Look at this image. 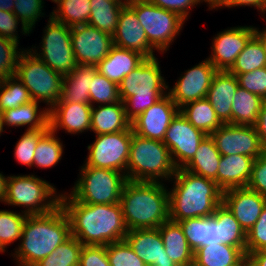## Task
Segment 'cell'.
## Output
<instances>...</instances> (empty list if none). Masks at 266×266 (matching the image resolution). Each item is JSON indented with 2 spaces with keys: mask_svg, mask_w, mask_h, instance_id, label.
<instances>
[{
  "mask_svg": "<svg viewBox=\"0 0 266 266\" xmlns=\"http://www.w3.org/2000/svg\"><path fill=\"white\" fill-rule=\"evenodd\" d=\"M60 205L69 219L71 235L83 245L106 246L124 240L128 233L120 203L85 204L61 194Z\"/></svg>",
  "mask_w": 266,
  "mask_h": 266,
  "instance_id": "6da1fadb",
  "label": "cell"
},
{
  "mask_svg": "<svg viewBox=\"0 0 266 266\" xmlns=\"http://www.w3.org/2000/svg\"><path fill=\"white\" fill-rule=\"evenodd\" d=\"M71 236L70 222L64 209L27 215L20 246L14 251L18 266H35Z\"/></svg>",
  "mask_w": 266,
  "mask_h": 266,
  "instance_id": "7a4b0ae2",
  "label": "cell"
},
{
  "mask_svg": "<svg viewBox=\"0 0 266 266\" xmlns=\"http://www.w3.org/2000/svg\"><path fill=\"white\" fill-rule=\"evenodd\" d=\"M169 191V220L178 222L194 217H209L222 203L223 191L214 180L198 176L183 168L176 170Z\"/></svg>",
  "mask_w": 266,
  "mask_h": 266,
  "instance_id": "3957f363",
  "label": "cell"
},
{
  "mask_svg": "<svg viewBox=\"0 0 266 266\" xmlns=\"http://www.w3.org/2000/svg\"><path fill=\"white\" fill-rule=\"evenodd\" d=\"M120 204L128 231L159 228L169 220V191L161 181L128 180Z\"/></svg>",
  "mask_w": 266,
  "mask_h": 266,
  "instance_id": "277c9868",
  "label": "cell"
},
{
  "mask_svg": "<svg viewBox=\"0 0 266 266\" xmlns=\"http://www.w3.org/2000/svg\"><path fill=\"white\" fill-rule=\"evenodd\" d=\"M159 66L156 57L145 59L118 85L120 100L131 122L166 95L169 86L161 76Z\"/></svg>",
  "mask_w": 266,
  "mask_h": 266,
  "instance_id": "5b68a950",
  "label": "cell"
},
{
  "mask_svg": "<svg viewBox=\"0 0 266 266\" xmlns=\"http://www.w3.org/2000/svg\"><path fill=\"white\" fill-rule=\"evenodd\" d=\"M168 147L163 141L132 134L126 177L130 181L159 182L176 173Z\"/></svg>",
  "mask_w": 266,
  "mask_h": 266,
  "instance_id": "8992f818",
  "label": "cell"
},
{
  "mask_svg": "<svg viewBox=\"0 0 266 266\" xmlns=\"http://www.w3.org/2000/svg\"><path fill=\"white\" fill-rule=\"evenodd\" d=\"M60 198L61 195L57 196L56 189L45 180L35 175H14L7 177L3 202L26 207L24 213L27 215H41L60 206Z\"/></svg>",
  "mask_w": 266,
  "mask_h": 266,
  "instance_id": "52a82bcc",
  "label": "cell"
},
{
  "mask_svg": "<svg viewBox=\"0 0 266 266\" xmlns=\"http://www.w3.org/2000/svg\"><path fill=\"white\" fill-rule=\"evenodd\" d=\"M15 76L28 90L31 99L47 103L50 106L48 110L61 99L63 76L38 59L31 50L23 49Z\"/></svg>",
  "mask_w": 266,
  "mask_h": 266,
  "instance_id": "ba28073f",
  "label": "cell"
},
{
  "mask_svg": "<svg viewBox=\"0 0 266 266\" xmlns=\"http://www.w3.org/2000/svg\"><path fill=\"white\" fill-rule=\"evenodd\" d=\"M127 181L125 173L83 165L80 177L71 189L73 191L70 195L85 204L120 203Z\"/></svg>",
  "mask_w": 266,
  "mask_h": 266,
  "instance_id": "9c48e42d",
  "label": "cell"
},
{
  "mask_svg": "<svg viewBox=\"0 0 266 266\" xmlns=\"http://www.w3.org/2000/svg\"><path fill=\"white\" fill-rule=\"evenodd\" d=\"M145 30L148 43L157 51H167L185 22L178 14L155 6L147 0H127Z\"/></svg>",
  "mask_w": 266,
  "mask_h": 266,
  "instance_id": "30bf717a",
  "label": "cell"
},
{
  "mask_svg": "<svg viewBox=\"0 0 266 266\" xmlns=\"http://www.w3.org/2000/svg\"><path fill=\"white\" fill-rule=\"evenodd\" d=\"M42 37V47L29 49L33 54L61 76L69 75L78 65L75 60L71 41V27L49 17ZM37 52V53H36Z\"/></svg>",
  "mask_w": 266,
  "mask_h": 266,
  "instance_id": "8fae6325",
  "label": "cell"
},
{
  "mask_svg": "<svg viewBox=\"0 0 266 266\" xmlns=\"http://www.w3.org/2000/svg\"><path fill=\"white\" fill-rule=\"evenodd\" d=\"M133 133L131 126L125 131L96 135L95 141L87 147L89 155L84 165L126 174Z\"/></svg>",
  "mask_w": 266,
  "mask_h": 266,
  "instance_id": "7c38bea8",
  "label": "cell"
},
{
  "mask_svg": "<svg viewBox=\"0 0 266 266\" xmlns=\"http://www.w3.org/2000/svg\"><path fill=\"white\" fill-rule=\"evenodd\" d=\"M207 136L195 128L180 112L171 121L163 139L177 169L183 168L195 155L198 146Z\"/></svg>",
  "mask_w": 266,
  "mask_h": 266,
  "instance_id": "4fadbf2b",
  "label": "cell"
},
{
  "mask_svg": "<svg viewBox=\"0 0 266 266\" xmlns=\"http://www.w3.org/2000/svg\"><path fill=\"white\" fill-rule=\"evenodd\" d=\"M71 41L78 65L97 66L114 46L110 34L88 24L71 27Z\"/></svg>",
  "mask_w": 266,
  "mask_h": 266,
  "instance_id": "5bb4252c",
  "label": "cell"
},
{
  "mask_svg": "<svg viewBox=\"0 0 266 266\" xmlns=\"http://www.w3.org/2000/svg\"><path fill=\"white\" fill-rule=\"evenodd\" d=\"M221 155H245L256 159L265 150L255 126L223 124L210 134Z\"/></svg>",
  "mask_w": 266,
  "mask_h": 266,
  "instance_id": "9a60e30c",
  "label": "cell"
},
{
  "mask_svg": "<svg viewBox=\"0 0 266 266\" xmlns=\"http://www.w3.org/2000/svg\"><path fill=\"white\" fill-rule=\"evenodd\" d=\"M217 71L206 59L186 70L167 94L179 109L189 102L205 98Z\"/></svg>",
  "mask_w": 266,
  "mask_h": 266,
  "instance_id": "2e32d148",
  "label": "cell"
},
{
  "mask_svg": "<svg viewBox=\"0 0 266 266\" xmlns=\"http://www.w3.org/2000/svg\"><path fill=\"white\" fill-rule=\"evenodd\" d=\"M254 35L255 27L252 26H238L219 32L212 42L211 57L207 59L218 71H229Z\"/></svg>",
  "mask_w": 266,
  "mask_h": 266,
  "instance_id": "e0dca14e",
  "label": "cell"
},
{
  "mask_svg": "<svg viewBox=\"0 0 266 266\" xmlns=\"http://www.w3.org/2000/svg\"><path fill=\"white\" fill-rule=\"evenodd\" d=\"M179 112L180 109L166 94L131 122L133 132L145 138L163 141L171 121Z\"/></svg>",
  "mask_w": 266,
  "mask_h": 266,
  "instance_id": "ac0fdd59",
  "label": "cell"
},
{
  "mask_svg": "<svg viewBox=\"0 0 266 266\" xmlns=\"http://www.w3.org/2000/svg\"><path fill=\"white\" fill-rule=\"evenodd\" d=\"M112 38L116 47L137 52L146 59L155 57V49L148 43L145 30L140 25L135 11L127 3L121 9Z\"/></svg>",
  "mask_w": 266,
  "mask_h": 266,
  "instance_id": "d6986e66",
  "label": "cell"
},
{
  "mask_svg": "<svg viewBox=\"0 0 266 266\" xmlns=\"http://www.w3.org/2000/svg\"><path fill=\"white\" fill-rule=\"evenodd\" d=\"M222 203L248 233L260 217L266 205V197L248 187L232 188L223 191Z\"/></svg>",
  "mask_w": 266,
  "mask_h": 266,
  "instance_id": "ffe728a7",
  "label": "cell"
},
{
  "mask_svg": "<svg viewBox=\"0 0 266 266\" xmlns=\"http://www.w3.org/2000/svg\"><path fill=\"white\" fill-rule=\"evenodd\" d=\"M124 240L146 266H178L167 255L158 228L130 230Z\"/></svg>",
  "mask_w": 266,
  "mask_h": 266,
  "instance_id": "44dd1931",
  "label": "cell"
},
{
  "mask_svg": "<svg viewBox=\"0 0 266 266\" xmlns=\"http://www.w3.org/2000/svg\"><path fill=\"white\" fill-rule=\"evenodd\" d=\"M92 105L85 103L57 102L49 110V126L53 132L64 129L70 134L91 129Z\"/></svg>",
  "mask_w": 266,
  "mask_h": 266,
  "instance_id": "7402d4cb",
  "label": "cell"
},
{
  "mask_svg": "<svg viewBox=\"0 0 266 266\" xmlns=\"http://www.w3.org/2000/svg\"><path fill=\"white\" fill-rule=\"evenodd\" d=\"M238 80L229 71H217L206 98L223 124H232V103L238 89Z\"/></svg>",
  "mask_w": 266,
  "mask_h": 266,
  "instance_id": "603a6c76",
  "label": "cell"
},
{
  "mask_svg": "<svg viewBox=\"0 0 266 266\" xmlns=\"http://www.w3.org/2000/svg\"><path fill=\"white\" fill-rule=\"evenodd\" d=\"M254 158L245 155H222L217 171V185L222 191L247 187Z\"/></svg>",
  "mask_w": 266,
  "mask_h": 266,
  "instance_id": "cb8c5ba5",
  "label": "cell"
},
{
  "mask_svg": "<svg viewBox=\"0 0 266 266\" xmlns=\"http://www.w3.org/2000/svg\"><path fill=\"white\" fill-rule=\"evenodd\" d=\"M146 58L134 51L113 46L97 71L119 85L122 79L143 63Z\"/></svg>",
  "mask_w": 266,
  "mask_h": 266,
  "instance_id": "d4e9b609",
  "label": "cell"
},
{
  "mask_svg": "<svg viewBox=\"0 0 266 266\" xmlns=\"http://www.w3.org/2000/svg\"><path fill=\"white\" fill-rule=\"evenodd\" d=\"M93 105L91 112V131L98 134H111L125 131L131 127L122 101L113 104Z\"/></svg>",
  "mask_w": 266,
  "mask_h": 266,
  "instance_id": "484cf974",
  "label": "cell"
},
{
  "mask_svg": "<svg viewBox=\"0 0 266 266\" xmlns=\"http://www.w3.org/2000/svg\"><path fill=\"white\" fill-rule=\"evenodd\" d=\"M96 66L77 65L69 75L63 76L62 94L58 102L90 104L89 90Z\"/></svg>",
  "mask_w": 266,
  "mask_h": 266,
  "instance_id": "4316f807",
  "label": "cell"
},
{
  "mask_svg": "<svg viewBox=\"0 0 266 266\" xmlns=\"http://www.w3.org/2000/svg\"><path fill=\"white\" fill-rule=\"evenodd\" d=\"M194 261L199 266H246L247 256L239 247L213 243L194 251Z\"/></svg>",
  "mask_w": 266,
  "mask_h": 266,
  "instance_id": "83f0119b",
  "label": "cell"
},
{
  "mask_svg": "<svg viewBox=\"0 0 266 266\" xmlns=\"http://www.w3.org/2000/svg\"><path fill=\"white\" fill-rule=\"evenodd\" d=\"M167 255L178 266L194 261V251L190 248L183 229L178 222L168 220L159 228Z\"/></svg>",
  "mask_w": 266,
  "mask_h": 266,
  "instance_id": "f1b7e54d",
  "label": "cell"
},
{
  "mask_svg": "<svg viewBox=\"0 0 266 266\" xmlns=\"http://www.w3.org/2000/svg\"><path fill=\"white\" fill-rule=\"evenodd\" d=\"M38 106L39 102L31 100L26 104L1 112L2 131L4 125L11 127L29 125L27 130L45 129L49 125V110L48 108H45V110L43 108V111H40Z\"/></svg>",
  "mask_w": 266,
  "mask_h": 266,
  "instance_id": "f546056e",
  "label": "cell"
},
{
  "mask_svg": "<svg viewBox=\"0 0 266 266\" xmlns=\"http://www.w3.org/2000/svg\"><path fill=\"white\" fill-rule=\"evenodd\" d=\"M190 248L196 251L199 247L221 243L219 240V226L212 217H194L178 221Z\"/></svg>",
  "mask_w": 266,
  "mask_h": 266,
  "instance_id": "4dcf8cb0",
  "label": "cell"
},
{
  "mask_svg": "<svg viewBox=\"0 0 266 266\" xmlns=\"http://www.w3.org/2000/svg\"><path fill=\"white\" fill-rule=\"evenodd\" d=\"M221 156L213 139L207 135L198 146L194 157L183 169L192 174L214 180L217 184V171Z\"/></svg>",
  "mask_w": 266,
  "mask_h": 266,
  "instance_id": "1f68e13d",
  "label": "cell"
},
{
  "mask_svg": "<svg viewBox=\"0 0 266 266\" xmlns=\"http://www.w3.org/2000/svg\"><path fill=\"white\" fill-rule=\"evenodd\" d=\"M264 102L261 96L238 86L232 103V124L255 126Z\"/></svg>",
  "mask_w": 266,
  "mask_h": 266,
  "instance_id": "d6a6232c",
  "label": "cell"
},
{
  "mask_svg": "<svg viewBox=\"0 0 266 266\" xmlns=\"http://www.w3.org/2000/svg\"><path fill=\"white\" fill-rule=\"evenodd\" d=\"M180 113L195 127L210 135L223 125L208 99L189 102L180 108Z\"/></svg>",
  "mask_w": 266,
  "mask_h": 266,
  "instance_id": "836d02e7",
  "label": "cell"
},
{
  "mask_svg": "<svg viewBox=\"0 0 266 266\" xmlns=\"http://www.w3.org/2000/svg\"><path fill=\"white\" fill-rule=\"evenodd\" d=\"M212 217L218 223L221 243L239 247L246 254L247 233L235 219L233 213L221 203L216 207Z\"/></svg>",
  "mask_w": 266,
  "mask_h": 266,
  "instance_id": "e575fe53",
  "label": "cell"
},
{
  "mask_svg": "<svg viewBox=\"0 0 266 266\" xmlns=\"http://www.w3.org/2000/svg\"><path fill=\"white\" fill-rule=\"evenodd\" d=\"M127 1L91 0L88 25L111 36L116 31L119 15Z\"/></svg>",
  "mask_w": 266,
  "mask_h": 266,
  "instance_id": "d590c367",
  "label": "cell"
},
{
  "mask_svg": "<svg viewBox=\"0 0 266 266\" xmlns=\"http://www.w3.org/2000/svg\"><path fill=\"white\" fill-rule=\"evenodd\" d=\"M57 9L50 17L68 27L87 25L91 13V0H58Z\"/></svg>",
  "mask_w": 266,
  "mask_h": 266,
  "instance_id": "8d00e7d4",
  "label": "cell"
},
{
  "mask_svg": "<svg viewBox=\"0 0 266 266\" xmlns=\"http://www.w3.org/2000/svg\"><path fill=\"white\" fill-rule=\"evenodd\" d=\"M266 67V53L260 40L254 35L237 56L231 74H244Z\"/></svg>",
  "mask_w": 266,
  "mask_h": 266,
  "instance_id": "74e56055",
  "label": "cell"
},
{
  "mask_svg": "<svg viewBox=\"0 0 266 266\" xmlns=\"http://www.w3.org/2000/svg\"><path fill=\"white\" fill-rule=\"evenodd\" d=\"M62 154L63 144L55 132L49 129L36 145L33 166L42 169L53 167L61 160Z\"/></svg>",
  "mask_w": 266,
  "mask_h": 266,
  "instance_id": "f35d334b",
  "label": "cell"
},
{
  "mask_svg": "<svg viewBox=\"0 0 266 266\" xmlns=\"http://www.w3.org/2000/svg\"><path fill=\"white\" fill-rule=\"evenodd\" d=\"M82 247L83 244L71 235L35 266H79Z\"/></svg>",
  "mask_w": 266,
  "mask_h": 266,
  "instance_id": "ab89813d",
  "label": "cell"
},
{
  "mask_svg": "<svg viewBox=\"0 0 266 266\" xmlns=\"http://www.w3.org/2000/svg\"><path fill=\"white\" fill-rule=\"evenodd\" d=\"M31 100L28 90L15 75L0 80V113Z\"/></svg>",
  "mask_w": 266,
  "mask_h": 266,
  "instance_id": "60d3db41",
  "label": "cell"
},
{
  "mask_svg": "<svg viewBox=\"0 0 266 266\" xmlns=\"http://www.w3.org/2000/svg\"><path fill=\"white\" fill-rule=\"evenodd\" d=\"M27 214L0 210V249L5 252L8 244L21 239Z\"/></svg>",
  "mask_w": 266,
  "mask_h": 266,
  "instance_id": "b9f144b4",
  "label": "cell"
},
{
  "mask_svg": "<svg viewBox=\"0 0 266 266\" xmlns=\"http://www.w3.org/2000/svg\"><path fill=\"white\" fill-rule=\"evenodd\" d=\"M90 104L100 105L120 102L119 87L98 71L94 74L89 90Z\"/></svg>",
  "mask_w": 266,
  "mask_h": 266,
  "instance_id": "7bdbcfd3",
  "label": "cell"
},
{
  "mask_svg": "<svg viewBox=\"0 0 266 266\" xmlns=\"http://www.w3.org/2000/svg\"><path fill=\"white\" fill-rule=\"evenodd\" d=\"M44 2L42 0H15L13 13L21 20L22 33L28 34L33 30L36 21L43 16Z\"/></svg>",
  "mask_w": 266,
  "mask_h": 266,
  "instance_id": "ee69618b",
  "label": "cell"
},
{
  "mask_svg": "<svg viewBox=\"0 0 266 266\" xmlns=\"http://www.w3.org/2000/svg\"><path fill=\"white\" fill-rule=\"evenodd\" d=\"M50 129L48 125L45 129H30L24 132L16 143L14 157L18 163L33 166V159L36 145L39 139Z\"/></svg>",
  "mask_w": 266,
  "mask_h": 266,
  "instance_id": "f6af8a7d",
  "label": "cell"
},
{
  "mask_svg": "<svg viewBox=\"0 0 266 266\" xmlns=\"http://www.w3.org/2000/svg\"><path fill=\"white\" fill-rule=\"evenodd\" d=\"M106 253L110 266H146L125 240L106 245Z\"/></svg>",
  "mask_w": 266,
  "mask_h": 266,
  "instance_id": "bcb514c9",
  "label": "cell"
},
{
  "mask_svg": "<svg viewBox=\"0 0 266 266\" xmlns=\"http://www.w3.org/2000/svg\"><path fill=\"white\" fill-rule=\"evenodd\" d=\"M18 44L0 36V80L16 73L17 63L22 50L18 51Z\"/></svg>",
  "mask_w": 266,
  "mask_h": 266,
  "instance_id": "7dc6e473",
  "label": "cell"
},
{
  "mask_svg": "<svg viewBox=\"0 0 266 266\" xmlns=\"http://www.w3.org/2000/svg\"><path fill=\"white\" fill-rule=\"evenodd\" d=\"M245 90L261 96L266 101V67L244 74H234Z\"/></svg>",
  "mask_w": 266,
  "mask_h": 266,
  "instance_id": "c3c4849f",
  "label": "cell"
},
{
  "mask_svg": "<svg viewBox=\"0 0 266 266\" xmlns=\"http://www.w3.org/2000/svg\"><path fill=\"white\" fill-rule=\"evenodd\" d=\"M266 249V205L253 227L247 233L246 256L254 251Z\"/></svg>",
  "mask_w": 266,
  "mask_h": 266,
  "instance_id": "681fc988",
  "label": "cell"
},
{
  "mask_svg": "<svg viewBox=\"0 0 266 266\" xmlns=\"http://www.w3.org/2000/svg\"><path fill=\"white\" fill-rule=\"evenodd\" d=\"M247 187L266 197V151L254 160Z\"/></svg>",
  "mask_w": 266,
  "mask_h": 266,
  "instance_id": "f907efd6",
  "label": "cell"
},
{
  "mask_svg": "<svg viewBox=\"0 0 266 266\" xmlns=\"http://www.w3.org/2000/svg\"><path fill=\"white\" fill-rule=\"evenodd\" d=\"M79 266H110L106 246L83 245Z\"/></svg>",
  "mask_w": 266,
  "mask_h": 266,
  "instance_id": "816d5d0a",
  "label": "cell"
},
{
  "mask_svg": "<svg viewBox=\"0 0 266 266\" xmlns=\"http://www.w3.org/2000/svg\"><path fill=\"white\" fill-rule=\"evenodd\" d=\"M155 6L178 14L182 19H187L191 6L199 4V0H147ZM189 10V11H188Z\"/></svg>",
  "mask_w": 266,
  "mask_h": 266,
  "instance_id": "f5cc1de1",
  "label": "cell"
},
{
  "mask_svg": "<svg viewBox=\"0 0 266 266\" xmlns=\"http://www.w3.org/2000/svg\"><path fill=\"white\" fill-rule=\"evenodd\" d=\"M19 21V22H18ZM20 20L13 12L0 10V36L6 39H10L16 43H19L17 31V25Z\"/></svg>",
  "mask_w": 266,
  "mask_h": 266,
  "instance_id": "db71d44e",
  "label": "cell"
},
{
  "mask_svg": "<svg viewBox=\"0 0 266 266\" xmlns=\"http://www.w3.org/2000/svg\"><path fill=\"white\" fill-rule=\"evenodd\" d=\"M235 7V6H254L265 14L266 11V0H221L218 7Z\"/></svg>",
  "mask_w": 266,
  "mask_h": 266,
  "instance_id": "11a10c76",
  "label": "cell"
},
{
  "mask_svg": "<svg viewBox=\"0 0 266 266\" xmlns=\"http://www.w3.org/2000/svg\"><path fill=\"white\" fill-rule=\"evenodd\" d=\"M255 128L259 136L261 145L266 151V101L261 106Z\"/></svg>",
  "mask_w": 266,
  "mask_h": 266,
  "instance_id": "9f6ffc18",
  "label": "cell"
},
{
  "mask_svg": "<svg viewBox=\"0 0 266 266\" xmlns=\"http://www.w3.org/2000/svg\"><path fill=\"white\" fill-rule=\"evenodd\" d=\"M246 266H266V249L249 253Z\"/></svg>",
  "mask_w": 266,
  "mask_h": 266,
  "instance_id": "6f0895ef",
  "label": "cell"
},
{
  "mask_svg": "<svg viewBox=\"0 0 266 266\" xmlns=\"http://www.w3.org/2000/svg\"><path fill=\"white\" fill-rule=\"evenodd\" d=\"M14 1L15 0H0V10L13 12Z\"/></svg>",
  "mask_w": 266,
  "mask_h": 266,
  "instance_id": "680465c9",
  "label": "cell"
},
{
  "mask_svg": "<svg viewBox=\"0 0 266 266\" xmlns=\"http://www.w3.org/2000/svg\"><path fill=\"white\" fill-rule=\"evenodd\" d=\"M6 180L7 177H5L2 173H0V201L3 202L6 194Z\"/></svg>",
  "mask_w": 266,
  "mask_h": 266,
  "instance_id": "91938a15",
  "label": "cell"
},
{
  "mask_svg": "<svg viewBox=\"0 0 266 266\" xmlns=\"http://www.w3.org/2000/svg\"><path fill=\"white\" fill-rule=\"evenodd\" d=\"M255 36L260 40L266 53V28L263 31H259L255 28Z\"/></svg>",
  "mask_w": 266,
  "mask_h": 266,
  "instance_id": "94428289",
  "label": "cell"
},
{
  "mask_svg": "<svg viewBox=\"0 0 266 266\" xmlns=\"http://www.w3.org/2000/svg\"><path fill=\"white\" fill-rule=\"evenodd\" d=\"M201 2H207L209 4V8L212 10L213 8L216 9V7L220 4L221 0H199Z\"/></svg>",
  "mask_w": 266,
  "mask_h": 266,
  "instance_id": "6125c7cd",
  "label": "cell"
},
{
  "mask_svg": "<svg viewBox=\"0 0 266 266\" xmlns=\"http://www.w3.org/2000/svg\"><path fill=\"white\" fill-rule=\"evenodd\" d=\"M182 266H199L195 261L188 263V264H184Z\"/></svg>",
  "mask_w": 266,
  "mask_h": 266,
  "instance_id": "be15d7a7",
  "label": "cell"
},
{
  "mask_svg": "<svg viewBox=\"0 0 266 266\" xmlns=\"http://www.w3.org/2000/svg\"><path fill=\"white\" fill-rule=\"evenodd\" d=\"M2 132H4V131H2V129H1V113H0V135L2 134Z\"/></svg>",
  "mask_w": 266,
  "mask_h": 266,
  "instance_id": "e7e4bbea",
  "label": "cell"
},
{
  "mask_svg": "<svg viewBox=\"0 0 266 266\" xmlns=\"http://www.w3.org/2000/svg\"><path fill=\"white\" fill-rule=\"evenodd\" d=\"M106 1H122V0H106ZM123 1H127V0H123Z\"/></svg>",
  "mask_w": 266,
  "mask_h": 266,
  "instance_id": "03108f58",
  "label": "cell"
}]
</instances>
